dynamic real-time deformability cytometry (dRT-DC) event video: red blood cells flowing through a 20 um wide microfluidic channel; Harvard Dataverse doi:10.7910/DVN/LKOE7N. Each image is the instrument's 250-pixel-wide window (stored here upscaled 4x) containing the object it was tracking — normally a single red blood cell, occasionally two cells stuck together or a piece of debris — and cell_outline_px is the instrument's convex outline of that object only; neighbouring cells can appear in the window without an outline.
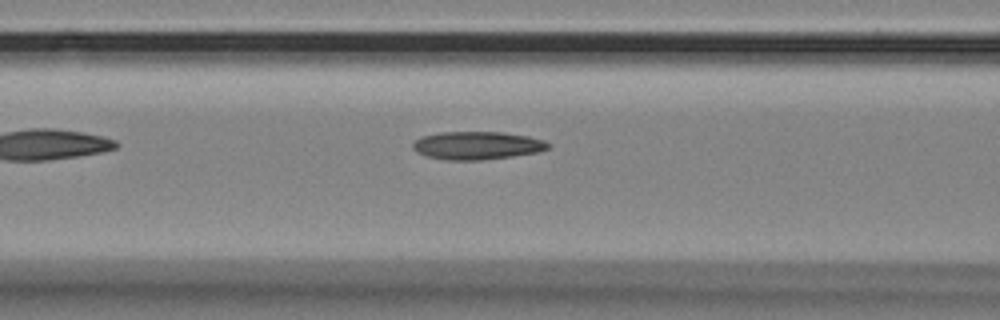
{"species": "Egyptian fruit bat (a non-hibernating species)", "species_latin": "Rousettus aegyptiacus", "temperature_condition": "room temperature", "stored_images_in_passage": 7, "camera_frame_rate_fps": 3000, "um_per_image_px": 0.085, "animal": {"sex": "female"}, "frame": {"image": 1, "passage_image": 7, "time_ms": 7.0, "image_size_px": [1000, 320], "cell_outline_px": [[552, 144], [548, 148], [540, 152], [512, 156], [480, 160], [448, 160], [428, 156], [416, 152], [412, 148], [412, 144], [420, 136], [440, 132], [504, 132], [528, 136], [544, 140]], "centroid_in_image_um": [40.57, 12.36], "position_along_channel_um": 126.0, "area_um2": 22.2}}